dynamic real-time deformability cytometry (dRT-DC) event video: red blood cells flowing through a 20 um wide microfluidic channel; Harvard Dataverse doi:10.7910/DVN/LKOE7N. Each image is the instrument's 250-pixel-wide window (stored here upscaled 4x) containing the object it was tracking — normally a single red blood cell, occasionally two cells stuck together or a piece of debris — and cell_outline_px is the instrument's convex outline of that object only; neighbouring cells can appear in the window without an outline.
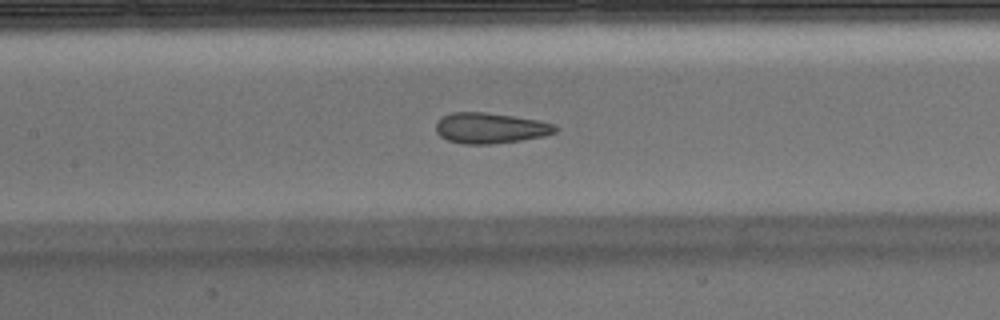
{"species": "Egyptian fruit bat (a non-hibernating species)", "species_latin": "Rousettus aegyptiacus", "temperature_condition": "warm", "stored_images_in_passage": 52, "camera_frame_rate_fps": 3000, "um_per_image_px": 0.085, "animal": {"sex": "male"}, "frame": {"image": 1, "passage_image": 23, "time_ms": 7.333, "image_size_px": [1000, 320], "cell_outline_px": [[560, 128], [556, 132], [544, 136], [520, 140], [492, 144], [464, 144], [448, 140], [440, 136], [436, 132], [436, 120], [440, 116], [452, 112], [484, 112], [512, 116], [536, 120], [556, 124]], "centroid_in_image_um": [41.66, 10.88], "position_along_channel_um": 165.7, "area_um2": 21.44}}
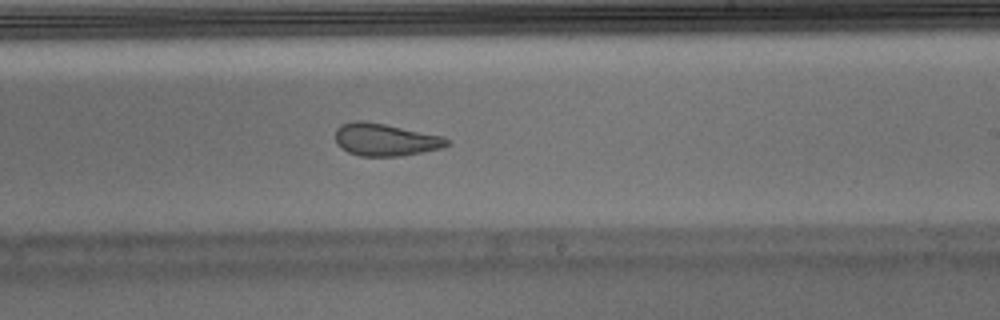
{"frame": {"image": 2, "passage_image": 30, "time_ms": 9.667, "image_size_px": [1000, 320], "cell_outline_px": [[452, 144], [444, 148], [424, 152], [400, 156], [360, 156], [348, 152], [340, 148], [336, 144], [336, 128], [340, 124], [356, 120], [360, 120], [384, 124], [444, 136]], "centroid_in_image_um": [32.77, 11.88], "position_along_channel_um": 256.2, "area_um2": 21.33}, "authors_computed_cell_mechanics": {"area_um2": 22.6287, "velocity_mm_per_s": 3.8929, "shape_relaxation_time_tau1_ms": null, "shape_relaxation_time_tau2_ms": 1.265, "deformation_change_tau1": null, "deformation_change_tau2": 0.0778}}